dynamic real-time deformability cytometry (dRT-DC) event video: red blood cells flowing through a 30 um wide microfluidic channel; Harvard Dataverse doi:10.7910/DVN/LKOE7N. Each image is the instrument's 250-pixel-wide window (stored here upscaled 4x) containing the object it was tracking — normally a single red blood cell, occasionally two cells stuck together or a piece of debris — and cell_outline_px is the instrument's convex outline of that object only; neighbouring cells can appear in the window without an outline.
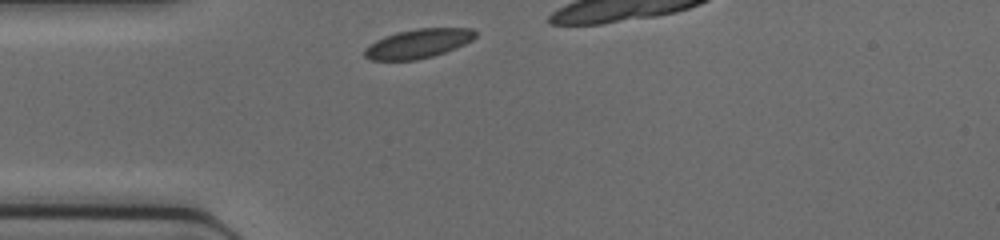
{"species": "common noctule bat (a hibernating species)", "species_latin": "Nyctalus noctula", "temperature_condition": "cold", "stored_images_in_passage": 8, "camera_frame_rate_fps": 3000, "um_per_image_px": 0.085, "animal": {"sex": "female", "body_mass_g": 17.0, "forearm_length_mm": 48.0}, "frame": {"image": 1, "passage_image": 1, "time_ms": 0.0, "image_size_px": [1000, 240], "cell_outline_px": [[476, 36], [472, 40], [456, 48], [432, 56], [416, 60], [372, 60], [364, 56], [364, 48], [368, 44], [384, 36], [396, 32], [416, 28], [472, 28], [476, 32]], "centroid_in_image_um": [35.52, 3.7], "position_along_channel_um": 49.5, "area_um2": 18.9}}
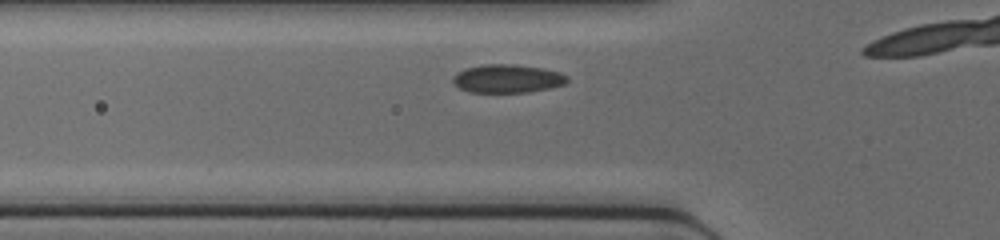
{"frame": {"image": 2, "passage_image": 4, "time_ms": 1.0, "image_size_px": [1000, 240], "cell_outline_px": [[568, 80], [564, 84], [548, 88], [528, 92], [468, 92], [460, 88], [452, 80], [452, 76], [456, 72], [464, 68], [480, 64], [516, 64], [544, 68], [560, 72], [568, 76]], "centroid_in_image_um": [43.1, 6.66], "position_along_channel_um": 82.7, "area_um2": 19.07}}
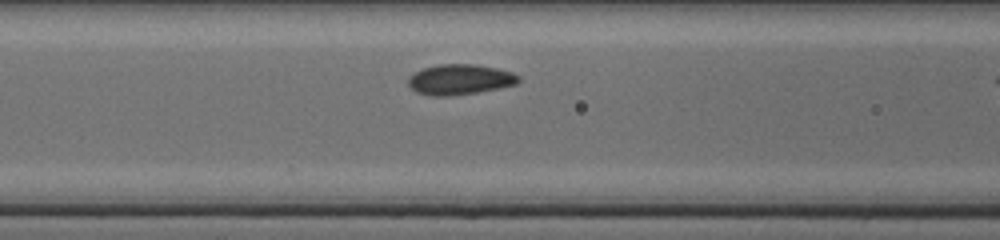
{"frame": {"image": 3, "passage_image": 7, "time_ms": 2.0, "image_size_px": [1000, 240], "cell_outline_px": [[520, 80], [516, 84], [476, 92], [448, 96], [432, 96], [416, 92], [408, 84], [408, 76], [424, 68], [440, 64], [476, 64], [496, 68], [512, 72], [520, 76]], "centroid_in_image_um": [39.08, 6.75], "position_along_channel_um": 127.5, "area_um2": 19.36}}